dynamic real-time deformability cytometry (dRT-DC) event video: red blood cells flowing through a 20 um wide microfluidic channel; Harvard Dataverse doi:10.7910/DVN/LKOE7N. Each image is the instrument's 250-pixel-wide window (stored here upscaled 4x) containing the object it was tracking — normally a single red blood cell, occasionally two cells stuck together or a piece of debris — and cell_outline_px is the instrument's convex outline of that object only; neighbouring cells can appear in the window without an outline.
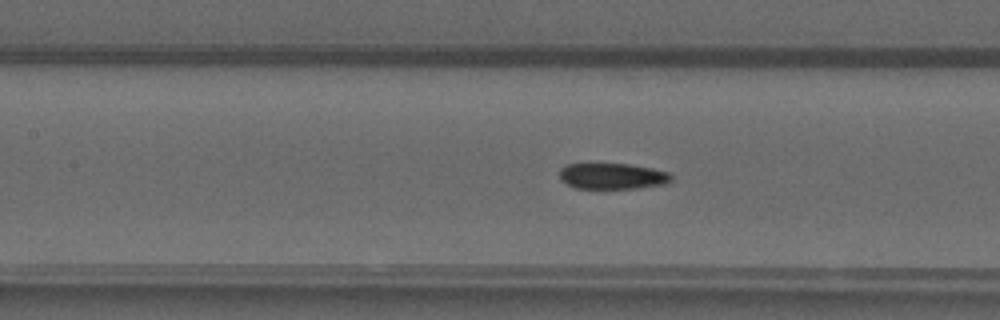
{"species": "common noctule bat (a hibernating species)", "species_latin": "Nyctalus noctula", "temperature_condition": "warm", "stored_images_in_passage": 47, "camera_frame_rate_fps": 3000, "um_per_image_px": 0.085, "animal": {"sex": "male", "forearm_length_mm": 52.5}, "frame": {"image": 1, "passage_image": 20, "time_ms": 6.333, "image_size_px": [1000, 320], "cell_outline_px": [[672, 180], [664, 184], [636, 188], [576, 188], [568, 184], [560, 176], [560, 168], [564, 164], [628, 164], [652, 168], [668, 172], [672, 176]], "centroid_in_image_um": [52.07, 14.96], "position_along_channel_um": 155.3, "area_um2": 16.7}}
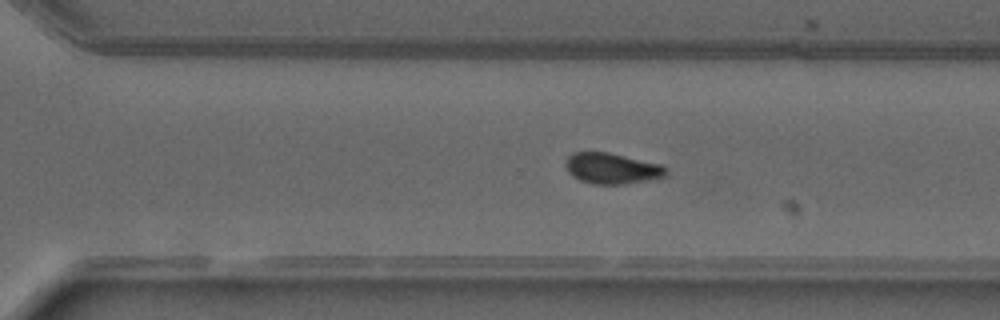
{"frame": {"image": 2, "passage_image": 32, "time_ms": 10.333, "image_size_px": [1000, 320], "cell_outline_px": [[668, 172], [664, 176], [648, 180], [624, 184], [592, 184], [580, 180], [572, 176], [568, 172], [564, 164], [564, 160], [572, 152], [608, 152], [660, 164], [668, 168]], "centroid_in_image_um": [51.97, 14.31], "position_along_channel_um": 318.6, "area_um2": 18.15}}
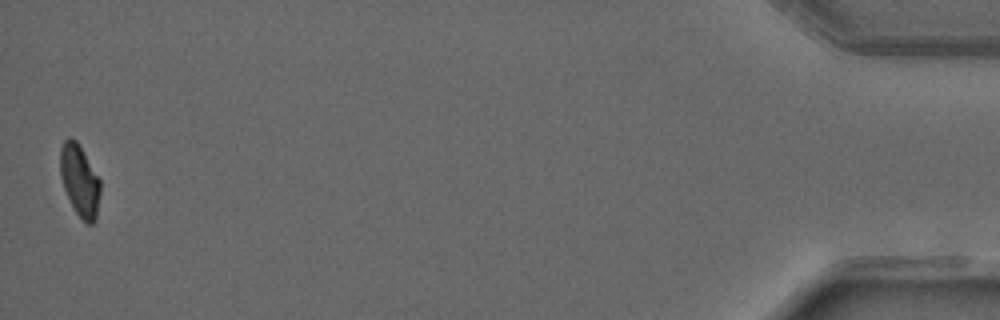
{"frame": {"image": 3, "passage_image": 47, "time_ms": 15.333, "image_size_px": [1000, 320], "cell_outline_px": [[100, 192], [96, 220], [92, 224], [88, 224], [76, 212], [64, 188], [60, 176], [60, 148], [64, 140], [68, 136], [76, 140], [100, 180]], "centroid_in_image_um": [6.76, 15.33], "position_along_channel_um": 428.4, "area_um2": 16.47}, "authors_computed_cell_mechanics": {"area_um2": 17.6868, "velocity_mm_per_s": 4.0953, "shape_relaxation_time_tau1_ms": null, "shape_relaxation_time_tau2_ms": 2.461, "deformation_change_tau1": null, "deformation_change_tau2": 0.0671}}